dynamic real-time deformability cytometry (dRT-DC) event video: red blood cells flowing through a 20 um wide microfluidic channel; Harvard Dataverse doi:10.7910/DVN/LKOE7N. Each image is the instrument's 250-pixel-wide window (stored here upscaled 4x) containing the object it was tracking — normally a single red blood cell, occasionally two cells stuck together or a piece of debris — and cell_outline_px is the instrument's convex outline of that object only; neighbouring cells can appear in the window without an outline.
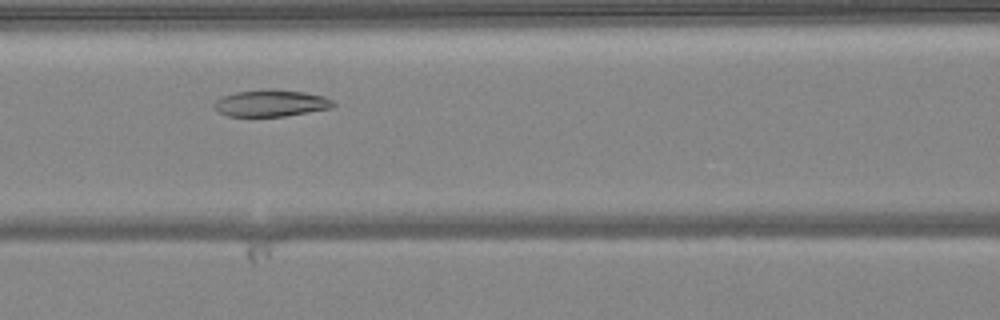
{"species": "common noctule bat (a hibernating species)", "species_latin": "Nyctalus noctula", "temperature_condition": "warm", "stored_images_in_passage": 44, "camera_frame_rate_fps": 3000, "um_per_image_px": 0.085, "animal": {"sex": "female", "body_mass_g": 24.6, "forearm_length_mm": 56.2}, "frame": {"image": 1, "passage_image": 15, "time_ms": 4.667, "image_size_px": [1000, 320], "cell_outline_px": [[336, 104], [332, 108], [284, 116], [228, 116], [220, 112], [212, 104], [216, 100], [224, 96], [236, 92], [304, 92], [324, 96], [332, 100]], "centroid_in_image_um": [23.06, 8.82], "position_along_channel_um": 143.5, "area_um2": 17.51}}
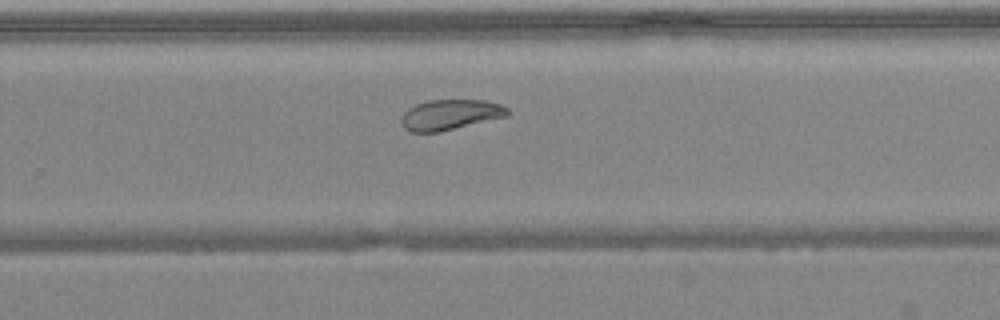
{"frame": {"image": 2, "passage_image": 26, "time_ms": 8.333, "image_size_px": [1000, 320], "cell_outline_px": [[508, 116], [440, 132], [408, 132], [404, 128], [400, 120], [404, 112], [408, 108], [416, 104], [428, 100], [484, 100], [500, 104], [508, 108]], "centroid_in_image_um": [38.25, 9.75], "position_along_channel_um": 291.6, "area_um2": 18.9}}
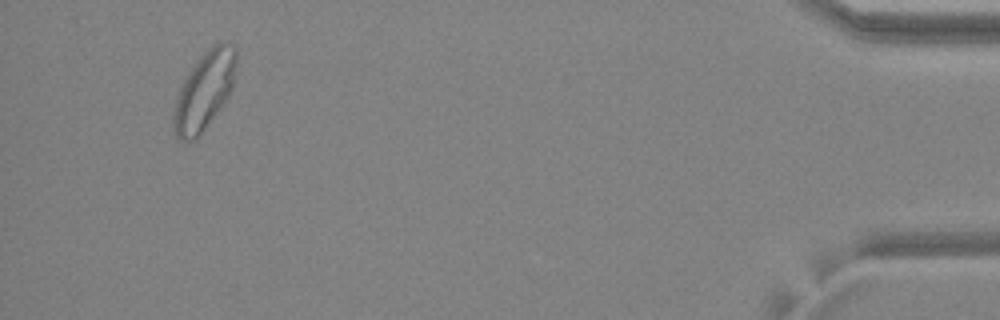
{"frame": {"image": 3, "passage_image": 41, "time_ms": 13.333, "image_size_px": [1000, 320], "cell_outline_px": [[236, 64], [232, 88], [228, 96], [196, 140], [180, 140], [176, 136], [172, 120], [176, 100], [180, 88], [184, 80], [200, 56], [212, 44], [220, 40], [224, 40], [232, 44], [236, 48]], "centroid_in_image_um": [17.38, 7.67], "position_along_channel_um": 417.8, "area_um2": 28.15}, "authors_computed_cell_mechanics": {"area_um2": 22.1085, "velocity_mm_per_s": 4.0622, "shape_relaxation_time_tau1_ms": 8.5501, "shape_relaxation_time_tau2_ms": 4.0587, "deformation_change_tau1": 0.194, "deformation_change_tau2": 0.0911}}